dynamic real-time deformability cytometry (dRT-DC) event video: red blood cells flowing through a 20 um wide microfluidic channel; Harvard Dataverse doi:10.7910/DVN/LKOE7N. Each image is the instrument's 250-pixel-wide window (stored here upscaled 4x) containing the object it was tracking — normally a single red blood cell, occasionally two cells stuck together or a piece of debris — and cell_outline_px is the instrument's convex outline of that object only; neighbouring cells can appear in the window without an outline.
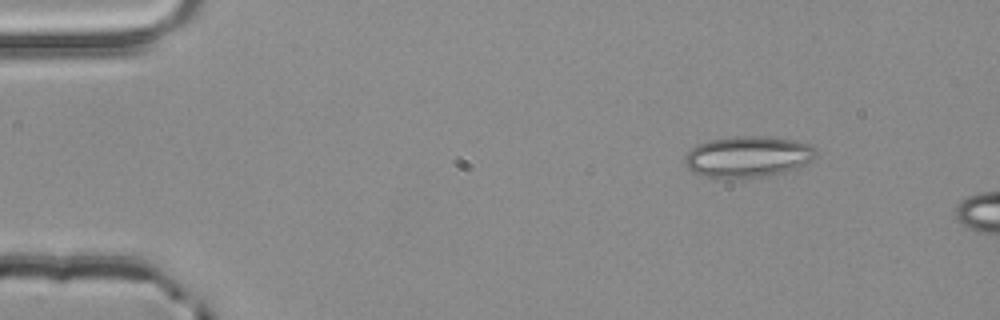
{"species": "common noctule bat (a hibernating species)", "species_latin": "Nyctalus noctula", "temperature_condition": "room temperature", "stored_images_in_passage": 3, "camera_frame_rate_fps": 3000, "um_per_image_px": 0.085, "animal": {"sex": "male", "body_mass_g": 20.4}, "frame": {"image": 1, "passage_image": 3, "time_ms": 0.667, "image_size_px": [1000, 320], "cell_outline_px": [[816, 156], [812, 160], [796, 168], [784, 172], [768, 176], [700, 176], [692, 172], [684, 164], [684, 156], [692, 148], [708, 140], [736, 136], [768, 136], [792, 140], [812, 144], [816, 148]], "centroid_in_image_um": [63.59, 13.29], "position_along_channel_um": 21.4, "area_um2": 31.15}}